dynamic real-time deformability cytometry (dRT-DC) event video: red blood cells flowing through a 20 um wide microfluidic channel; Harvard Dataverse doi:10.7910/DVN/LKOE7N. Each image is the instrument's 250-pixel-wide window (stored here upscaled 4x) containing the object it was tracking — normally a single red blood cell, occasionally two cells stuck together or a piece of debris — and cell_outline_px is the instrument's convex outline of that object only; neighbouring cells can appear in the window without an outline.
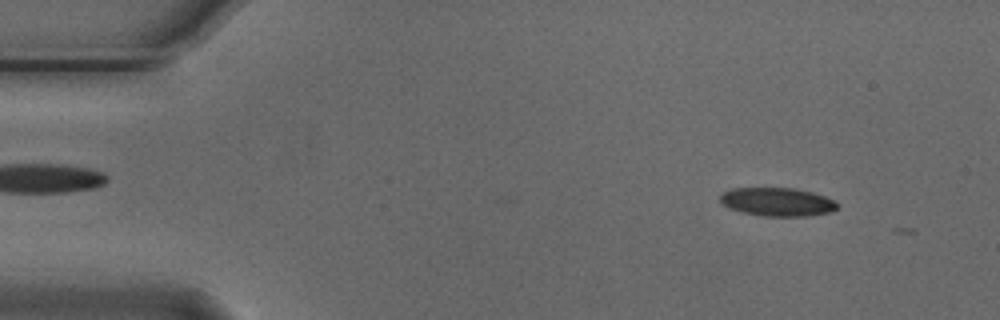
{"species": "Egyptian fruit bat (a non-hibernating species)", "species_latin": "Rousettus aegyptiacus", "temperature_condition": "cold", "stored_images_in_passage": 2, "camera_frame_rate_fps": 3000, "um_per_image_px": 0.085, "animal": {"sex": "male"}, "frame": {"image": 1, "passage_image": 1, "time_ms": 0.0, "image_size_px": [1000, 320], "cell_outline_px": [[840, 208], [828, 212], [808, 216], [764, 216], [740, 212], [728, 208], [720, 200], [720, 192], [732, 188], [796, 188], [812, 192], [836, 200], [840, 204]], "centroid_in_image_um": [66.09, 17.16], "position_along_channel_um": 18.9, "area_um2": 19.71}}